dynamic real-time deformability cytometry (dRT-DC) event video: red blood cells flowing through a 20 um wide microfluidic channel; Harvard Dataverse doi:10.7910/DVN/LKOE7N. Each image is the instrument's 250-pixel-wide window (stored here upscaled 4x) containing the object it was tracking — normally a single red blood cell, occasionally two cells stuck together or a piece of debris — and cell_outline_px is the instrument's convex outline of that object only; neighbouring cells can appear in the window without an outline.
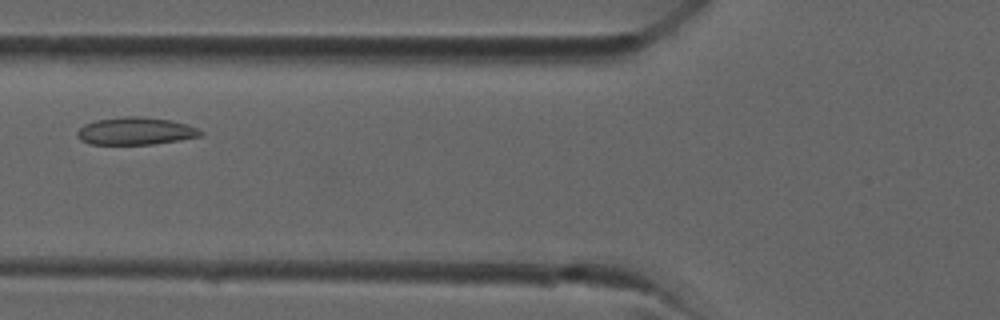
{"species": "common noctule bat (a hibernating species)", "species_latin": "Nyctalus noctula", "temperature_condition": "room temperature", "stored_images_in_passage": 33, "camera_frame_rate_fps": 3000, "um_per_image_px": 0.085, "animal": {"sex": "male", "forearm_length_mm": 52.5}, "frame": {"image": 1, "passage_image": 9, "time_ms": 2.667, "image_size_px": [1000, 320], "cell_outline_px": [[204, 132], [200, 136], [180, 140], [152, 144], [88, 144], [80, 140], [76, 136], [76, 132], [84, 124], [96, 120], [124, 116], [144, 116], [172, 120], [188, 124]], "centroid_in_image_um": [11.51, 11.13], "position_along_channel_um": 114.3, "area_um2": 19.94}}
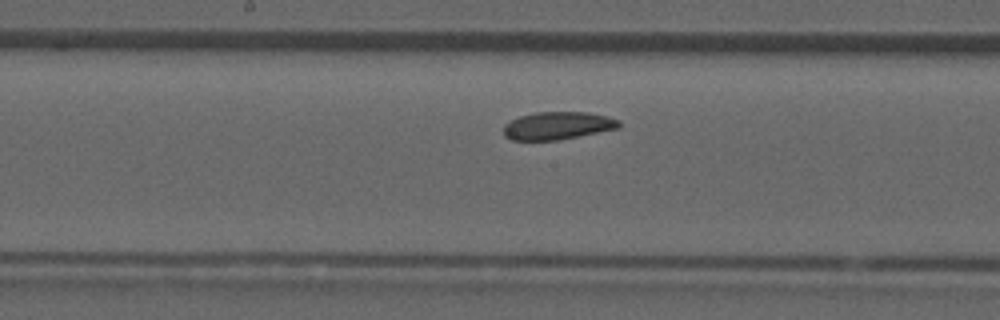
{"frame": {"image": 2, "passage_image": 14, "time_ms": 4.333, "image_size_px": [1000, 320], "cell_outline_px": [[620, 128], [556, 140], [512, 140], [504, 136], [504, 124], [520, 116], [536, 112], [588, 112], [608, 116], [620, 120]], "centroid_in_image_um": [47.41, 10.67], "position_along_channel_um": 200.8, "area_um2": 18.61}}
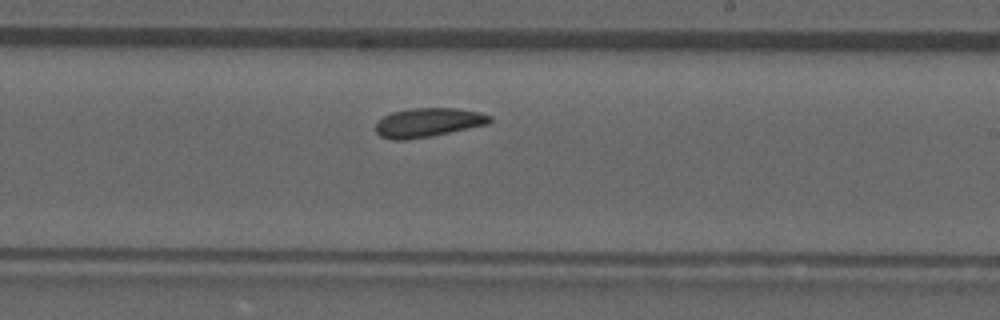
{"frame": {"image": 3, "passage_image": 17, "time_ms": 5.333, "image_size_px": [1000, 320], "cell_outline_px": [[492, 120], [488, 124], [432, 136], [404, 140], [392, 140], [380, 136], [376, 132], [376, 120], [392, 112], [408, 108], [456, 108], [480, 112], [492, 116]], "centroid_in_image_um": [36.37, 10.41], "position_along_channel_um": 252.6, "area_um2": 19.48}}